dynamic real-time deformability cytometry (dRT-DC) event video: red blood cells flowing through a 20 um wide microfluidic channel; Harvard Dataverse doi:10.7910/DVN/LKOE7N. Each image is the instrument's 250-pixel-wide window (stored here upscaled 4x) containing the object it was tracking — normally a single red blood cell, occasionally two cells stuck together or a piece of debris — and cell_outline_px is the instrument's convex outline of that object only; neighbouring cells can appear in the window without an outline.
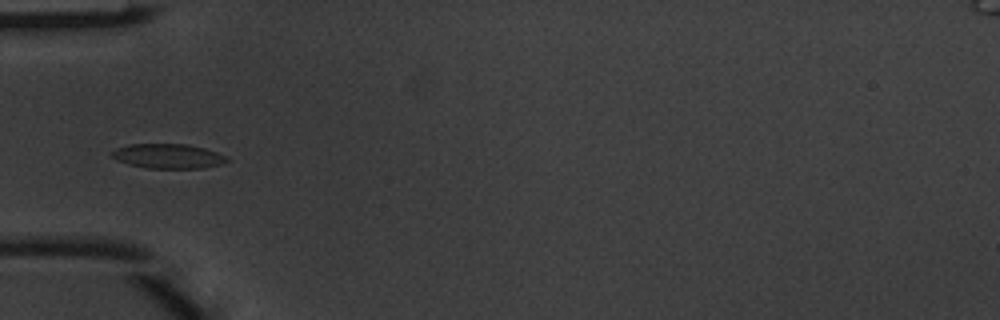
{"species": "common noctule bat (a hibernating species)", "species_latin": "Nyctalus noctula", "temperature_condition": "warm", "stored_images_in_passage": 6, "camera_frame_rate_fps": 3000, "um_per_image_px": 0.085, "animal": {"sex": "male", "body_mass_g": 20.1, "forearm_length_mm": 53.5}, "frame": {"image": 1, "passage_image": 4, "time_ms": 1.0, "image_size_px": [1000, 320], "cell_outline_px": [[228, 160], [220, 164], [204, 168], [148, 168], [128, 164], [116, 160], [108, 152], [116, 148], [128, 144], [188, 144], [204, 148], [216, 152], [224, 156]], "centroid_in_image_um": [14.22, 13.26], "position_along_channel_um": 70.8, "area_um2": 16.47}}
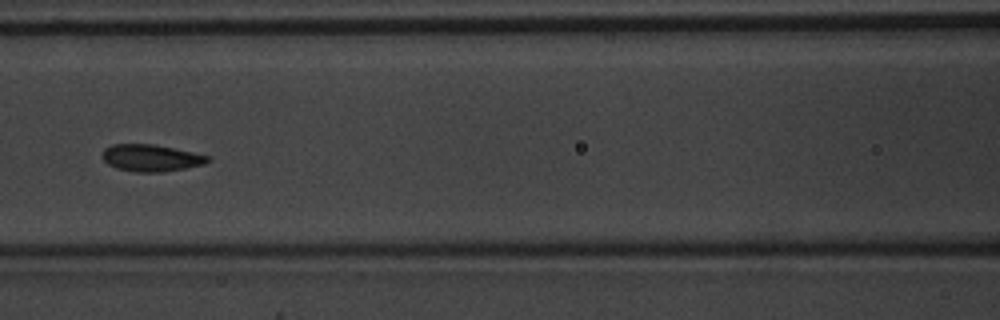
{"frame": {"image": 2, "passage_image": 6, "time_ms": 1.667, "image_size_px": [1000, 320], "cell_outline_px": [[208, 160], [204, 164], [184, 168], [160, 172], [136, 172], [116, 168], [108, 164], [104, 160], [104, 148], [112, 144], [152, 144], [192, 152], [208, 156]], "centroid_in_image_um": [12.8, 13.42], "position_along_channel_um": 153.8, "area_um2": 16.18}}